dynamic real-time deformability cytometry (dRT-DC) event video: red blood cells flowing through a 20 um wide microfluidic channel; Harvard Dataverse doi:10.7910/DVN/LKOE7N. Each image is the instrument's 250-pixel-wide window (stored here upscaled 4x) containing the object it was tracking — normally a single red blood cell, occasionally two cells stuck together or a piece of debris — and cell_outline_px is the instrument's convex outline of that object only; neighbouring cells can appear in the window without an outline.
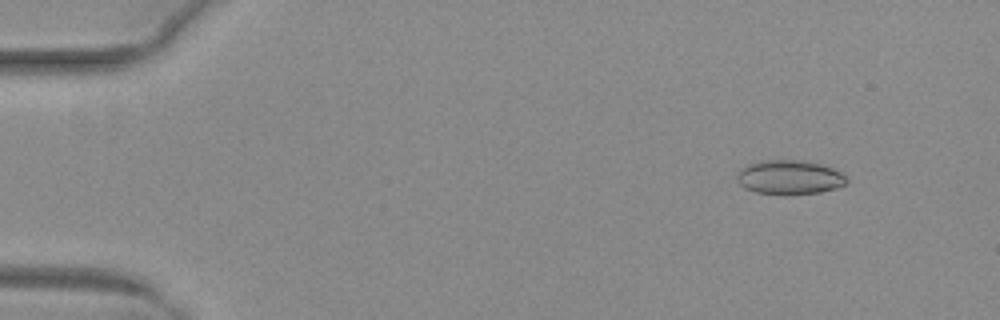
{"species": "common noctule bat (a hibernating species)", "species_latin": "Nyctalus noctula", "temperature_condition": "warm", "stored_images_in_passage": 14, "camera_frame_rate_fps": 3000, "um_per_image_px": 0.085, "animal": {"sex": "female", "body_mass_g": 29.2, "forearm_length_mm": 56.3}, "frame": {"image": 1, "passage_image": 6, "time_ms": 1.667, "image_size_px": [1000, 320], "cell_outline_px": [[848, 184], [836, 188], [820, 192], [784, 196], [756, 192], [744, 188], [736, 180], [736, 176], [748, 164], [764, 160], [800, 160], [820, 164], [832, 168], [848, 176]], "centroid_in_image_um": [67.14, 15.09], "position_along_channel_um": 17.9, "area_um2": 22.14}}